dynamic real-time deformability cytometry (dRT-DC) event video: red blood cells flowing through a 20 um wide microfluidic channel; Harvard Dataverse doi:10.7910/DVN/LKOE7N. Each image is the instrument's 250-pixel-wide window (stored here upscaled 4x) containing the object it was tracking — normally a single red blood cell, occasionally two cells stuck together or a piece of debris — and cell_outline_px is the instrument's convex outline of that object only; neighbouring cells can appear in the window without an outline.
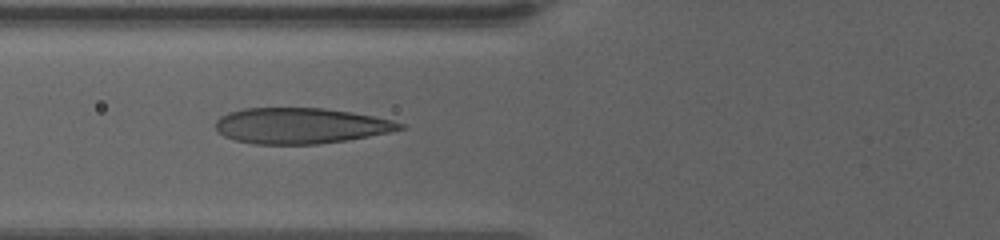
{"species": "human", "species_latin": "Homo sapiens", "temperature_condition": "warm", "stored_images_in_passage": 7, "camera_frame_rate_fps": 3000, "um_per_image_px": 0.085, "donor": {"sex": "female"}, "frame": {"image": 1, "passage_image": 4, "time_ms": 1.667, "image_size_px": [1000, 240], "cell_outline_px": [[404, 128], [392, 132], [348, 140], [316, 144], [252, 144], [236, 140], [224, 136], [216, 128], [216, 120], [220, 116], [228, 112], [244, 108], [324, 108], [372, 116], [404, 124]], "centroid_in_image_um": [25.52, 10.69], "position_along_channel_um": 100.3, "area_um2": 38.21}}
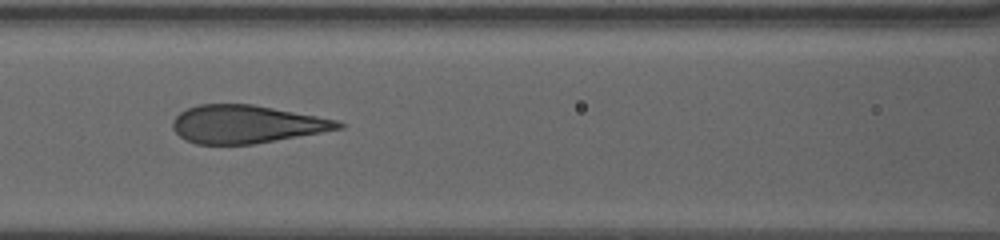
{"frame": {"image": 2, "passage_image": 6, "time_ms": 3.0, "image_size_px": [1000, 240], "cell_outline_px": [[344, 128], [252, 144], [196, 144], [180, 136], [172, 128], [172, 120], [180, 112], [188, 108], [200, 104], [252, 104], [316, 116], [336, 120], [344, 124]], "centroid_in_image_um": [20.91, 10.55], "position_along_channel_um": 145.7, "area_um2": 36.18}}
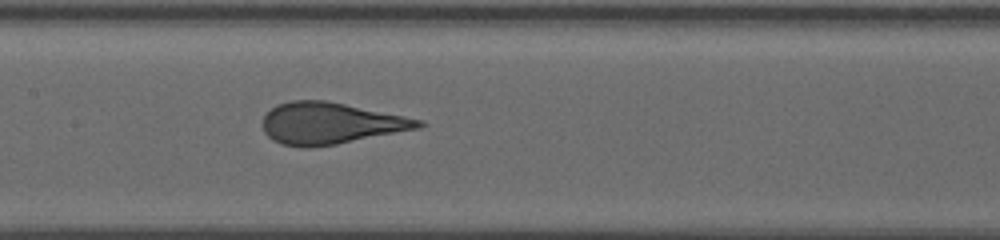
{"frame": {"image": 3, "passage_image": 7, "time_ms": 4.0, "image_size_px": [1000, 240], "cell_outline_px": [[428, 124], [420, 128], [336, 144], [308, 148], [300, 148], [280, 144], [272, 140], [264, 132], [264, 116], [276, 104], [292, 100], [324, 100], [424, 120]], "centroid_in_image_um": [28.08, 10.49], "position_along_channel_um": 179.3, "area_um2": 37.63}}